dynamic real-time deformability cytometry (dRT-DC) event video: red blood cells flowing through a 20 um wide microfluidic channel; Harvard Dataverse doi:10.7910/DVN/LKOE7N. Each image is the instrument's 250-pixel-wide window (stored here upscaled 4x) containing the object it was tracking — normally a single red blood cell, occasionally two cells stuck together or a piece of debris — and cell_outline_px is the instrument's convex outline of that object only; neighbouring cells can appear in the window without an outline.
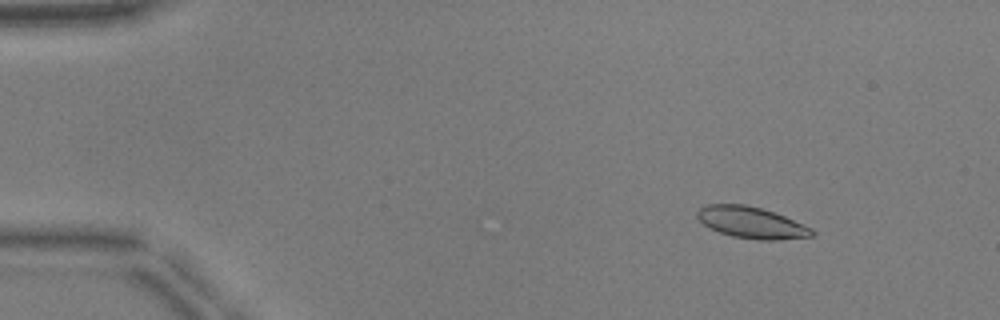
{"species": "common noctule bat (a hibernating species)", "species_latin": "Nyctalus noctula", "temperature_condition": "warm", "stored_images_in_passage": 46, "camera_frame_rate_fps": 3000, "um_per_image_px": 0.085, "animal": {"sex": "male", "body_mass_g": 17.9, "forearm_length_mm": 54.2}, "frame": {"image": 1, "passage_image": 1, "time_ms": 0.0, "image_size_px": [1000, 320], "cell_outline_px": [[816, 232], [812, 236], [780, 240], [760, 240], [732, 236], [720, 232], [704, 224], [696, 216], [696, 212], [700, 208], [708, 204], [744, 204], [760, 208], [784, 216], [812, 228]], "centroid_in_image_um": [63.88, 18.92], "position_along_channel_um": 21.1, "area_um2": 20.81}}
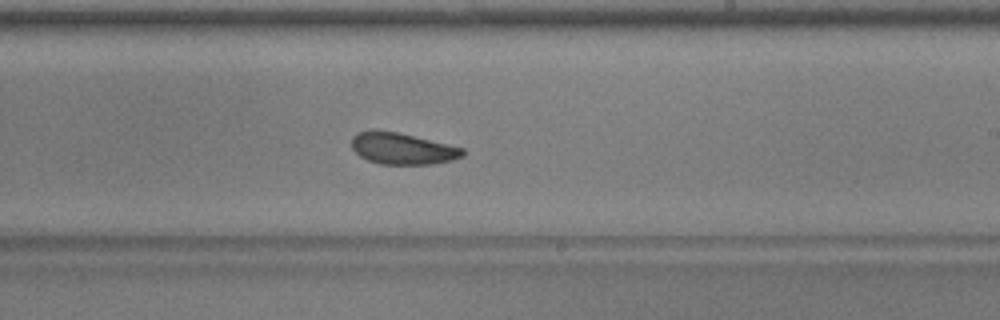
{"frame": {"image": 2, "passage_image": 26, "time_ms": 8.333, "image_size_px": [1000, 320], "cell_outline_px": [[464, 156], [452, 160], [432, 164], [380, 164], [368, 160], [360, 156], [352, 148], [352, 136], [356, 132], [396, 132], [464, 148]], "centroid_in_image_um": [34.22, 12.66], "position_along_channel_um": 254.8, "area_um2": 19.88}}
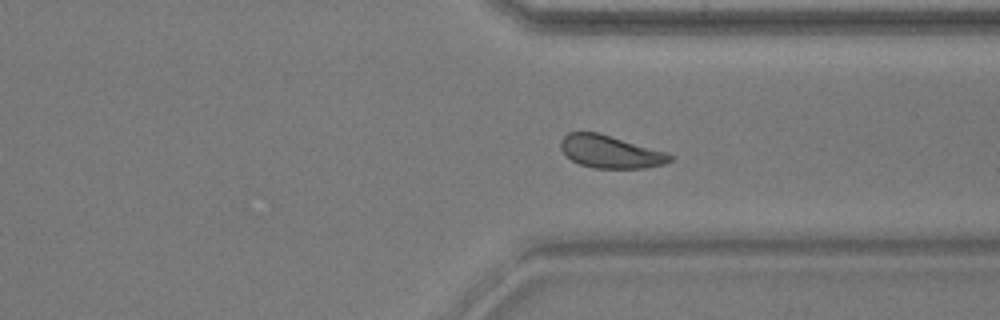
{"frame": {"image": 3, "passage_image": 34, "time_ms": 11.0, "image_size_px": [1000, 320], "cell_outline_px": [[672, 160], [664, 164], [644, 168], [592, 168], [580, 164], [572, 160], [560, 148], [560, 140], [568, 132], [600, 132], [668, 152], [672, 156]], "centroid_in_image_um": [51.89, 12.88], "position_along_channel_um": 359.5, "area_um2": 20.98}, "authors_computed_cell_mechanics": {"area_um2": 21.0392, "velocity_mm_per_s": 3.9224, "shape_relaxation_time_tau1_ms": 5.2269, "shape_relaxation_time_tau2_ms": 2.0238, "deformation_change_tau1": 0.121, "deformation_change_tau2": 0.0673}}